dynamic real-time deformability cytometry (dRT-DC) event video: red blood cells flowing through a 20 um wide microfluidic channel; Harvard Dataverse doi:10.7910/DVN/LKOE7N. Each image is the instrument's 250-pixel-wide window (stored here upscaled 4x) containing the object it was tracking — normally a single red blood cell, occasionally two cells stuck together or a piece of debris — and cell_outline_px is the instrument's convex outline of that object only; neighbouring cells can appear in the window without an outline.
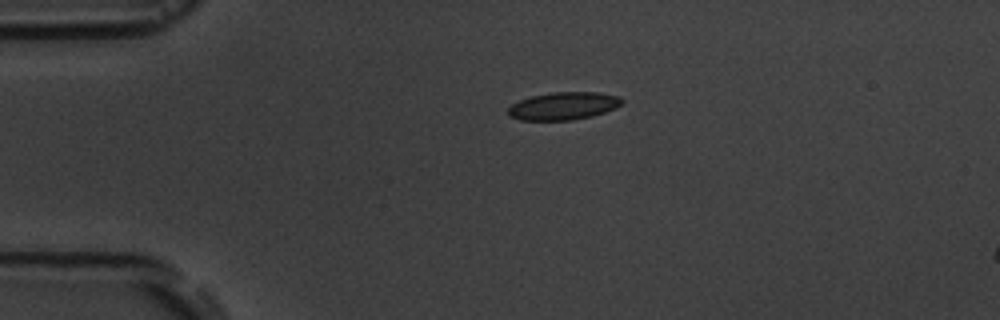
{"species": "common noctule bat (a hibernating species)", "species_latin": "Nyctalus noctula", "temperature_condition": "room temperature", "stored_images_in_passage": 3, "camera_frame_rate_fps": 3000, "um_per_image_px": 0.085, "animal": {"sex": "male", "body_mass_g": 19.5, "forearm_length_mm": 54.6}, "frame": {"image": 1, "passage_image": 1, "time_ms": 0.0, "image_size_px": [1000, 320], "cell_outline_px": [[624, 100], [616, 108], [592, 116], [572, 120], [520, 120], [508, 116], [508, 108], [512, 104], [520, 100], [532, 96], [552, 92], [600, 92], [620, 96]], "centroid_in_image_um": [47.9, 9.0], "position_along_channel_um": 37.1, "area_um2": 18.44}}